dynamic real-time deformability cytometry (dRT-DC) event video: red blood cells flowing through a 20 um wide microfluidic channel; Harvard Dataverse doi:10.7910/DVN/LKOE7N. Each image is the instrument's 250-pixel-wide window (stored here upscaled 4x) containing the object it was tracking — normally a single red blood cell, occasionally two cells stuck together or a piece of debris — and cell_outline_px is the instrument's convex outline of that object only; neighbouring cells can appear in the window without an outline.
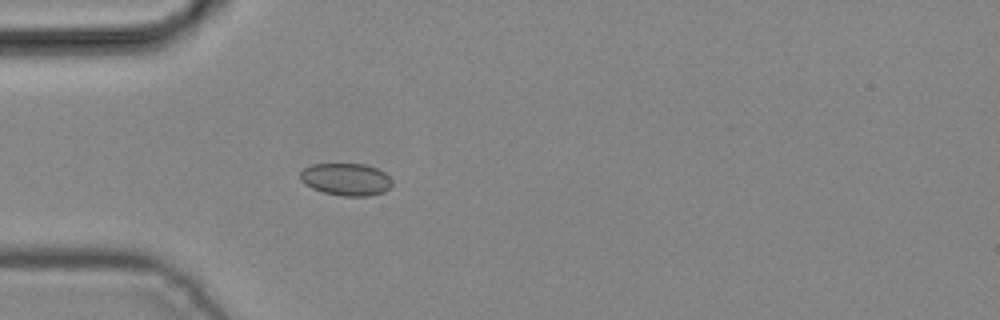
{"species": "common noctule bat (a hibernating species)", "species_latin": "Nyctalus noctula", "temperature_condition": "cold", "stored_images_in_passage": 3, "camera_frame_rate_fps": 3000, "um_per_image_px": 0.085, "animal": {"sex": "male", "body_mass_g": 19.2, "forearm_length_mm": 51.8}, "frame": {"image": 1, "passage_image": 3, "time_ms": 0.667, "image_size_px": [1000, 320], "cell_outline_px": [[392, 184], [384, 192], [368, 196], [340, 196], [324, 192], [312, 188], [304, 184], [300, 180], [300, 172], [304, 168], [312, 164], [364, 164], [376, 168], [384, 172], [392, 180]], "centroid_in_image_um": [29.4, 15.25], "position_along_channel_um": 55.6, "area_um2": 17.34}}